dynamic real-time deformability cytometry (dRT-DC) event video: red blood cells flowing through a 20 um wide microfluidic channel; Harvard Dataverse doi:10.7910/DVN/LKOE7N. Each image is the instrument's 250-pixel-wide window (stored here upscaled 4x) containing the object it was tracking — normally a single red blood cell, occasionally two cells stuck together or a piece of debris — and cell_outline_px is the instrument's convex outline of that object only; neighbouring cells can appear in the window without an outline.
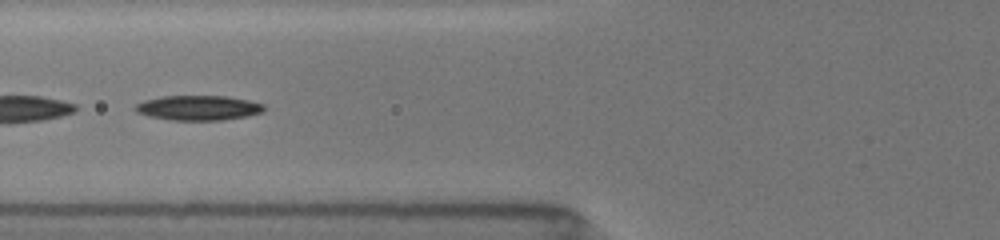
{"species": "common noctule bat (a hibernating species)", "species_latin": "Nyctalus noctula", "temperature_condition": "room temperature", "stored_images_in_passage": 25, "camera_frame_rate_fps": 3000, "um_per_image_px": 0.085, "animal": {"sex": "female", "body_mass_g": 19.5, "forearm_length_mm": 54.1}, "frame": {"image": 1, "passage_image": 4, "time_ms": 1.333, "image_size_px": [1000, 240], "cell_outline_px": [[264, 112], [248, 116], [224, 120], [172, 120], [148, 116], [136, 112], [132, 108], [136, 104], [144, 100], [164, 96], [228, 96], [248, 100], [264, 104]], "centroid_in_image_um": [16.86, 9.17], "position_along_channel_um": 108.9, "area_um2": 18.79}}
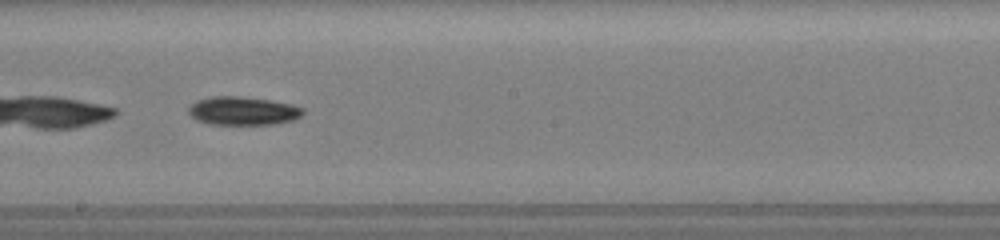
{"frame": {"image": 2, "passage_image": 11, "time_ms": 4.333, "image_size_px": [1000, 240], "cell_outline_px": [[304, 112], [300, 116], [292, 120], [272, 124], [208, 124], [196, 120], [188, 112], [188, 108], [196, 100], [212, 96], [240, 96], [272, 100], [292, 104], [304, 108]], "centroid_in_image_um": [20.64, 9.41], "position_along_channel_um": 227.6, "area_um2": 19.02}}
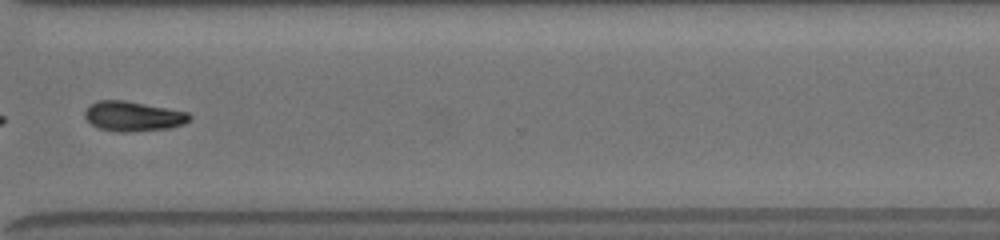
{"frame": {"image": 3, "passage_image": 18, "time_ms": 7.667, "image_size_px": [1000, 240], "cell_outline_px": [[192, 116], [184, 124], [168, 128], [128, 132], [120, 132], [100, 128], [92, 124], [84, 116], [84, 112], [88, 104], [100, 100], [124, 100], [188, 112]], "centroid_in_image_um": [11.29, 9.87], "position_along_channel_um": 359.3, "area_um2": 18.09}, "authors_computed_cell_mechanics": {"area_um2": 18.4382, "velocity_mm_per_s": 3.9527, "shape_relaxation_time_tau1_ms": 2.6059, "shape_relaxation_time_tau2_ms": null, "deformation_change_tau1": 0.1119, "deformation_change_tau2": null}}